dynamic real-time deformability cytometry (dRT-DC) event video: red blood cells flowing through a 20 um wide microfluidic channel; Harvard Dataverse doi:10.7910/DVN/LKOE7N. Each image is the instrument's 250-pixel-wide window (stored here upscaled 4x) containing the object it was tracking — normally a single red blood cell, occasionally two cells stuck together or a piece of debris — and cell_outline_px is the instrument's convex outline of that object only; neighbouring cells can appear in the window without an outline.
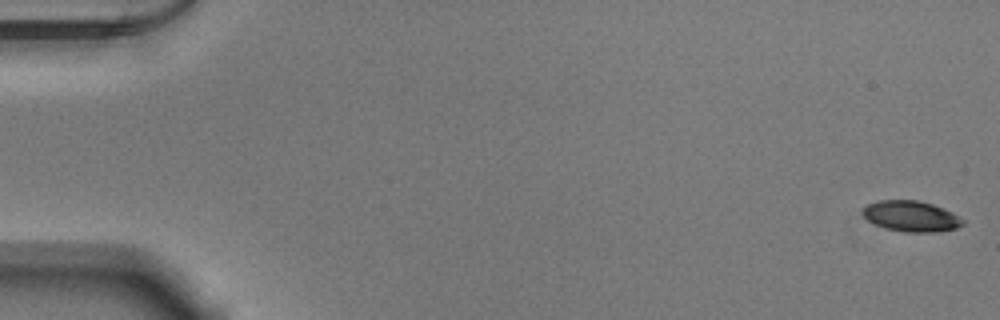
{"species": "Egyptian fruit bat (a non-hibernating species)", "species_latin": "Rousettus aegyptiacus", "temperature_condition": "warm", "stored_images_in_passage": 53, "camera_frame_rate_fps": 3000, "um_per_image_px": 0.085, "animal": {"sex": "male"}, "frame": {"image": 1, "passage_image": 1, "time_ms": 0.0, "image_size_px": [1000, 320], "cell_outline_px": [[964, 224], [956, 228], [932, 232], [904, 232], [884, 228], [868, 220], [860, 212], [868, 204], [876, 200], [920, 200], [944, 208], [952, 212], [964, 220]], "centroid_in_image_um": [77.43, 18.37], "position_along_channel_um": 7.6, "area_um2": 17.98}}
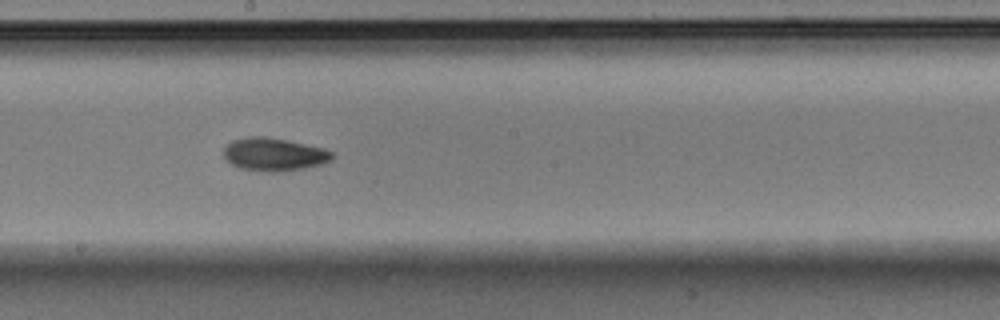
{"frame": {"image": 2, "passage_image": 30, "time_ms": 9.667, "image_size_px": [1000, 320], "cell_outline_px": [[336, 156], [332, 160], [320, 164], [304, 168], [276, 172], [272, 172], [240, 168], [232, 164], [224, 156], [224, 148], [232, 140], [248, 136], [264, 136], [324, 148], [332, 152]], "centroid_in_image_um": [23.3, 13.12], "position_along_channel_um": 224.9, "area_um2": 20.63}}
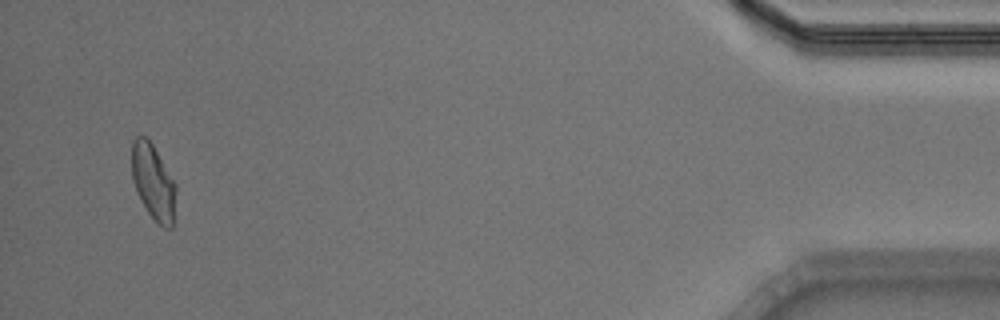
{"frame": {"image": 3, "passage_image": 51, "time_ms": 16.667, "image_size_px": [1000, 320], "cell_outline_px": [[176, 192], [172, 228], [164, 228], [148, 212], [140, 200], [132, 180], [132, 140], [136, 136], [144, 136], [152, 144], [176, 184]], "centroid_in_image_um": [13.02, 15.46], "position_along_channel_um": 422.2, "area_um2": 19.19}, "authors_computed_cell_mechanics": {"area_um2": 19.4786, "velocity_mm_per_s": 3.8889, "shape_relaxation_time_tau1_ms": 3.7748, "shape_relaxation_time_tau2_ms": 6.5854, "deformation_change_tau1": 0.1274, "deformation_change_tau2": 0.1217}}